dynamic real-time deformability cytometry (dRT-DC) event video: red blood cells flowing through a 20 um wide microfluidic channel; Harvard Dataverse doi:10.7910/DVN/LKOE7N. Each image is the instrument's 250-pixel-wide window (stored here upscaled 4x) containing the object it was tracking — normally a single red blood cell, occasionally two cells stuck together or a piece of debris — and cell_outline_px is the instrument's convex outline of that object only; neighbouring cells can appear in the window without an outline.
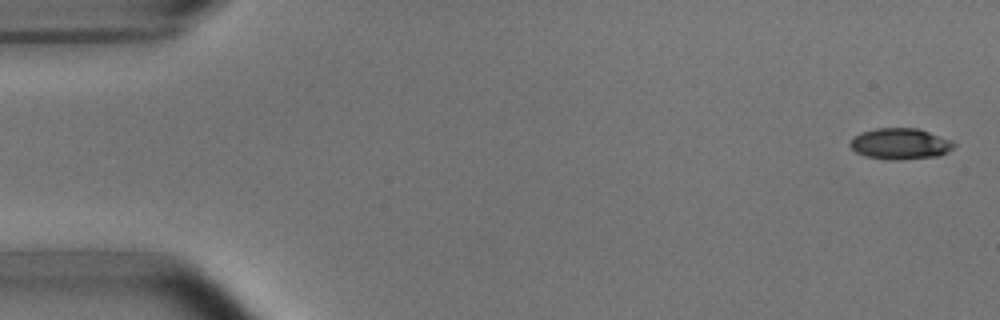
{"species": "common noctule bat (a hibernating species)", "species_latin": "Nyctalus noctula", "temperature_condition": "room temperature", "stored_images_in_passage": 2, "segment_of_instrument_passage": [2, 2], "camera_frame_rate_fps": 3000, "um_per_image_px": 0.085, "animal": {"sex": "male", "body_mass_g": 15.6}, "frame": {"image": 1, "passage_image": 2, "time_ms": 1.333, "image_size_px": [1000, 320], "cell_outline_px": [[956, 144], [948, 152], [940, 156], [896, 160], [888, 160], [864, 156], [856, 152], [848, 144], [860, 132], [876, 128], [920, 128], [952, 140]], "centroid_in_image_um": [76.54, 12.22], "position_along_channel_um": 8.5, "area_um2": 19.02}}